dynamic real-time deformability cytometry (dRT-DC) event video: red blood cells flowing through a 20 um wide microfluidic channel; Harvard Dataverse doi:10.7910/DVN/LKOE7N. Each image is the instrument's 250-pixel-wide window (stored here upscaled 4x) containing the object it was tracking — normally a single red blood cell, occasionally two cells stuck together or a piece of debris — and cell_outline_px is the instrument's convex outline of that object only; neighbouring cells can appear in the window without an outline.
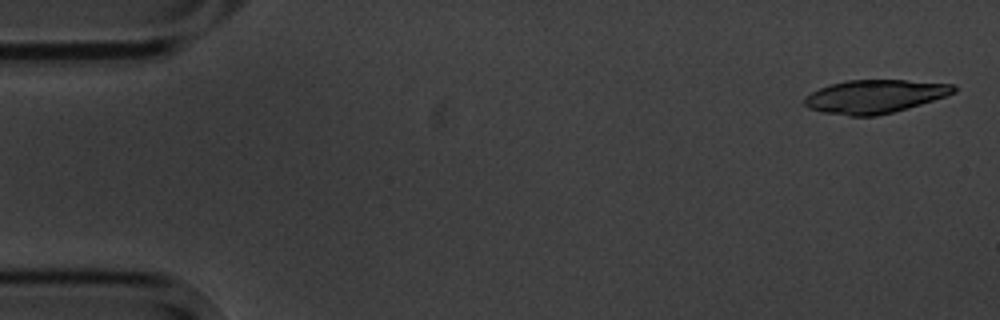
{"species": "common noctule bat (a hibernating species)", "species_latin": "Nyctalus noctula", "temperature_condition": "cold", "stored_images_in_passage": 4, "camera_frame_rate_fps": 3000, "um_per_image_px": 0.085, "animal": {"sex": "male", "body_mass_g": 20.1, "forearm_length_mm": 53.5}, "frame": {"image": 1, "passage_image": 1, "time_ms": 0.0, "image_size_px": [1000, 320], "cell_outline_px": [[956, 92], [920, 104], [892, 112], [876, 116], [848, 116], [824, 112], [808, 108], [804, 104], [804, 100], [812, 92], [820, 88], [832, 84], [848, 80], [904, 80], [956, 84]], "centroid_in_image_um": [74.36, 8.19], "position_along_channel_um": 10.6, "area_um2": 28.67}}